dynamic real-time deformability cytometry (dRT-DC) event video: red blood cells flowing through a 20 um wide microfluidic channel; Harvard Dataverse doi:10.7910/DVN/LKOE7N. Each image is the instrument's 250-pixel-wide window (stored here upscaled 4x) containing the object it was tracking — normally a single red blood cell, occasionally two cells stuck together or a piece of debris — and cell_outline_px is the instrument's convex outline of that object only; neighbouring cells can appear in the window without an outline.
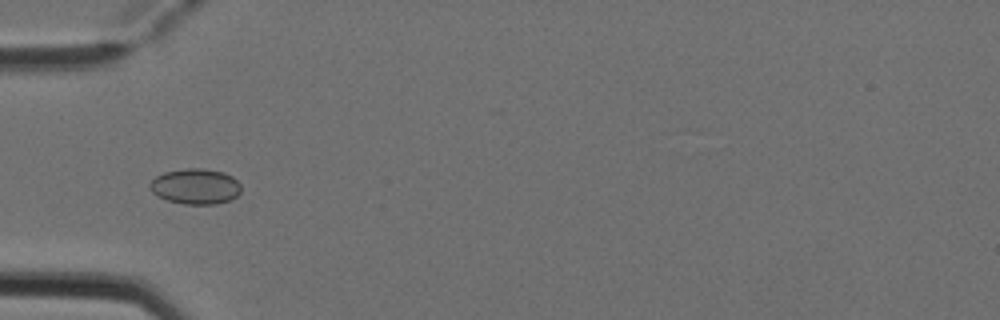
{"species": "Egyptian fruit bat (a non-hibernating species)", "species_latin": "Rousettus aegyptiacus", "temperature_condition": "cold", "stored_images_in_passage": 6, "camera_frame_rate_fps": 3000, "um_per_image_px": 0.085, "animal": {"sex": "female"}, "frame": {"image": 1, "passage_image": 6, "time_ms": 1.667, "image_size_px": [1000, 320], "cell_outline_px": [[240, 192], [232, 200], [216, 204], [184, 204], [168, 200], [152, 192], [148, 184], [156, 176], [164, 172], [188, 168], [200, 168], [224, 172], [232, 176], [240, 184]], "centroid_in_image_um": [16.63, 15.84], "position_along_channel_um": 68.4, "area_um2": 18.84}}